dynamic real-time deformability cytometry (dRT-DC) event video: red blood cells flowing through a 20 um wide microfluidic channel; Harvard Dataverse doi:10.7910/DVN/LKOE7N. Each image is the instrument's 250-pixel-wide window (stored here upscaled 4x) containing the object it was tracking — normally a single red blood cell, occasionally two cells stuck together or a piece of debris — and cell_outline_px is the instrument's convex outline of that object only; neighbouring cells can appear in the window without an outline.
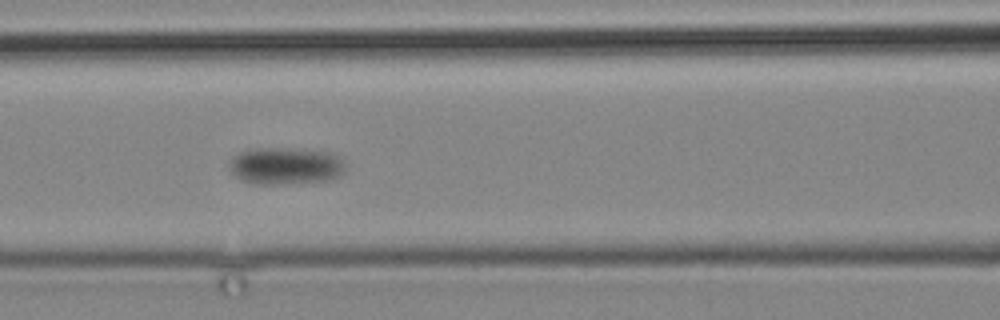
{"species": "common noctule bat (a hibernating species)", "species_latin": "Nyctalus noctula", "temperature_condition": "cold", "stored_images_in_passage": 10, "camera_frame_rate_fps": 3000, "um_per_image_px": 0.085, "animal": {"sex": "male", "body_mass_g": 19.2, "forearm_length_mm": 51.8}, "frame": {"image": 1, "passage_image": 8, "time_ms": 8.333, "image_size_px": [1000, 320], "cell_outline_px": [[344, 172], [340, 176], [332, 180], [276, 184], [256, 184], [240, 180], [228, 168], [228, 160], [232, 156], [248, 148], [288, 148], [332, 152], [344, 164]], "centroid_in_image_um": [24.22, 14.09], "position_along_channel_um": 142.4, "area_um2": 25.37}}
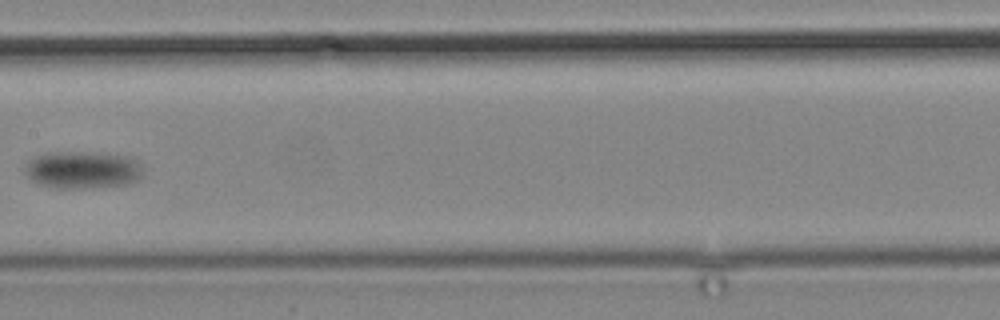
{"frame": {"image": 2, "passage_image": 10, "time_ms": 10.667, "image_size_px": [1000, 320], "cell_outline_px": [[144, 168], [140, 176], [136, 180], [128, 184], [92, 188], [52, 188], [36, 184], [24, 172], [24, 164], [32, 156], [44, 152], [100, 152], [132, 156], [140, 160]], "centroid_in_image_um": [7.01, 14.42], "position_along_channel_um": 200.4, "area_um2": 26.7}}